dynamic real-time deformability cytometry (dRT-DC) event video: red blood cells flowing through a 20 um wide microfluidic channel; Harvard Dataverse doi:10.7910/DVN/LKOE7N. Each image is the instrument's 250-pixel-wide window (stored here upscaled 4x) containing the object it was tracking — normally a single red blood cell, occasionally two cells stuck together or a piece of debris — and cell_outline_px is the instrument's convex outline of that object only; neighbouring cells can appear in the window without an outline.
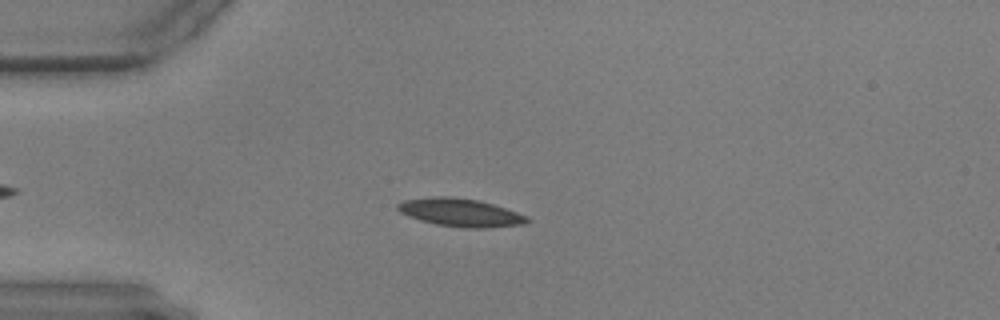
{"species": "common noctule bat (a hibernating species)", "species_latin": "Nyctalus noctula", "temperature_condition": "warm", "stored_images_in_passage": 54, "camera_frame_rate_fps": 3000, "um_per_image_px": 0.085, "animal": {"sex": "male", "body_mass_g": 17.9, "forearm_length_mm": 54.2}, "frame": {"image": 1, "passage_image": 11, "time_ms": 3.333, "image_size_px": [1000, 320], "cell_outline_px": [[532, 220], [524, 224], [484, 228], [464, 228], [436, 224], [420, 220], [408, 216], [400, 212], [396, 208], [396, 204], [404, 200], [436, 196], [452, 196], [476, 200], [492, 204], [528, 216]], "centroid_in_image_um": [39.12, 18.07], "position_along_channel_um": 45.9, "area_um2": 21.1}}
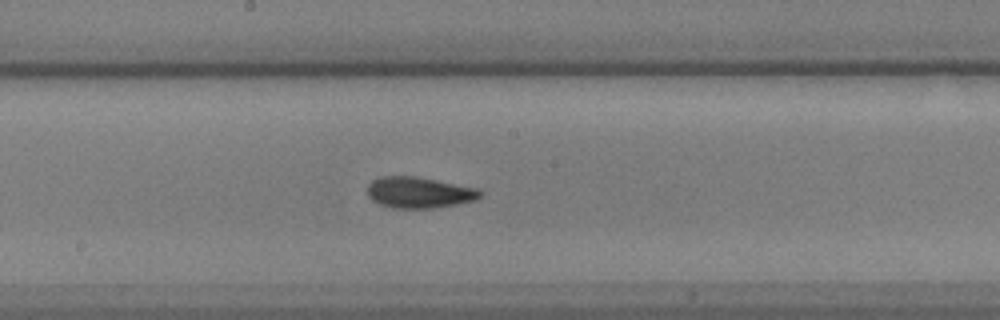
{"frame": {"image": 2, "passage_image": 27, "time_ms": 8.667, "image_size_px": [1000, 320], "cell_outline_px": [[484, 196], [476, 200], [456, 204], [432, 208], [392, 208], [380, 204], [372, 200], [368, 196], [368, 184], [372, 180], [384, 176], [416, 176], [480, 188], [484, 192]], "centroid_in_image_um": [35.68, 16.36], "position_along_channel_um": 212.5, "area_um2": 20.69}}
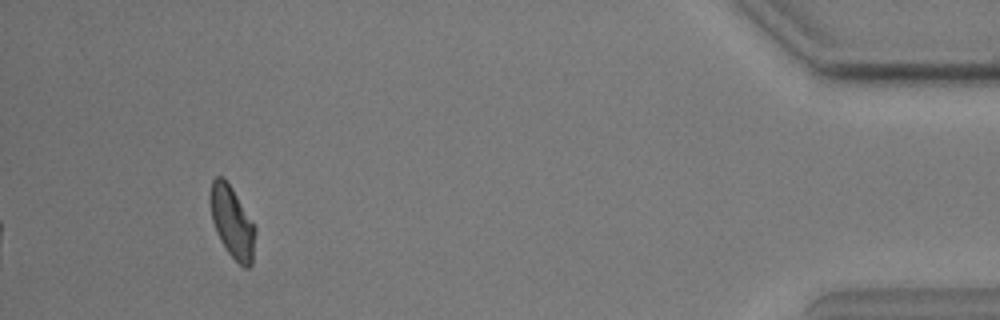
{"frame": {"image": 3, "passage_image": 50, "time_ms": 16.333, "image_size_px": [1000, 320], "cell_outline_px": [[256, 232], [252, 264], [248, 268], [244, 268], [228, 252], [220, 240], [216, 232], [212, 220], [208, 196], [212, 180], [216, 176], [224, 176], [256, 224]], "centroid_in_image_um": [19.74, 18.84], "position_along_channel_um": 415.5, "area_um2": 19.25}}